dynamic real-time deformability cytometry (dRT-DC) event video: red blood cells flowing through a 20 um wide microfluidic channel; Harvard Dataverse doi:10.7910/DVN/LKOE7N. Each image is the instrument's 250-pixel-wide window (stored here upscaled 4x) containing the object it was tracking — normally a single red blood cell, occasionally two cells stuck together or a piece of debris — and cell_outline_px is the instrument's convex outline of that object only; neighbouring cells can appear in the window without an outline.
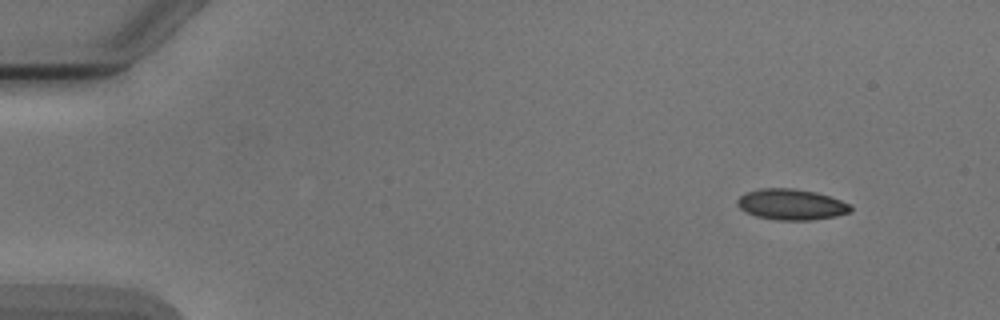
{"species": "Egyptian fruit bat (a non-hibernating species)", "species_latin": "Rousettus aegyptiacus", "temperature_condition": "cold", "stored_images_in_passage": 5, "camera_frame_rate_fps": 3000, "um_per_image_px": 0.085, "animal": {"sex": "male"}, "frame": {"image": 1, "passage_image": 1, "time_ms": 0.0, "image_size_px": [1000, 320], "cell_outline_px": [[852, 212], [836, 216], [812, 220], [776, 220], [756, 216], [744, 212], [736, 204], [736, 200], [744, 192], [760, 188], [796, 188], [816, 192], [852, 204]], "centroid_in_image_um": [67.25, 17.37], "position_along_channel_um": 17.8, "area_um2": 20.69}}
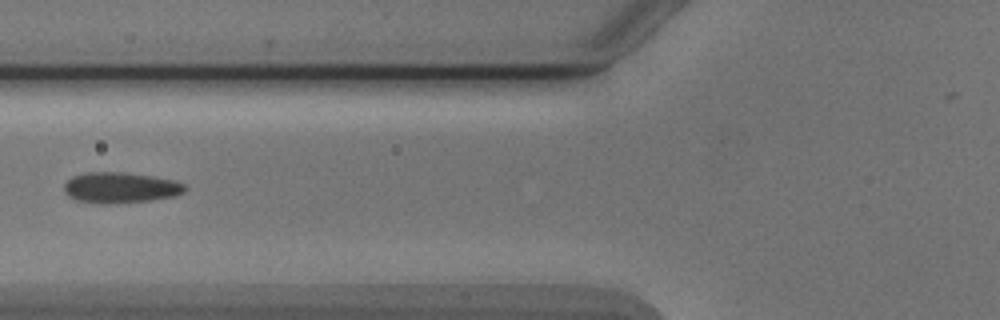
{"frame": {"image": 2, "passage_image": 5, "time_ms": 5.333, "image_size_px": [1000, 320], "cell_outline_px": [[188, 188], [184, 192], [172, 196], [148, 200], [76, 200], [68, 196], [64, 192], [64, 184], [72, 176], [84, 172], [124, 172], [152, 176], [176, 180], [184, 184]], "centroid_in_image_um": [10.26, 15.87], "position_along_channel_um": 115.5, "area_um2": 20.58}}